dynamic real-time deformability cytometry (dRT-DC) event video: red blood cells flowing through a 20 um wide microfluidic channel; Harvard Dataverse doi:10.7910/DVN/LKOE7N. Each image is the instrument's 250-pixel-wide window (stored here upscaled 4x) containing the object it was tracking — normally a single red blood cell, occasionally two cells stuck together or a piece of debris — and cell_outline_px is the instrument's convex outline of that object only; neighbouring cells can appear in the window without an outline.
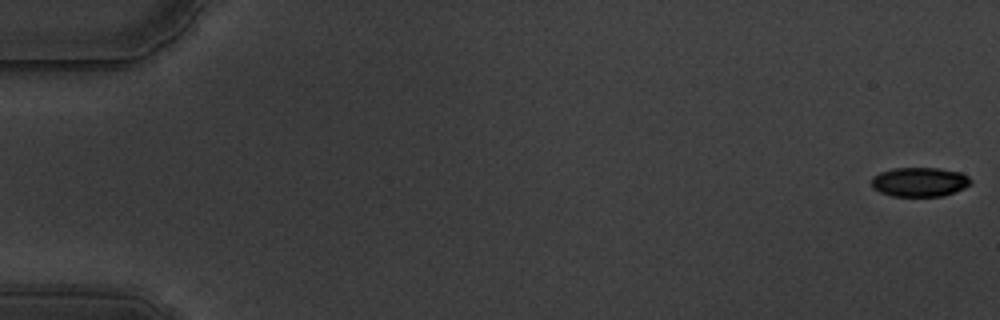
{"species": "common noctule bat (a hibernating species)", "species_latin": "Nyctalus noctula", "temperature_condition": "warm", "stored_images_in_passage": 59, "camera_frame_rate_fps": 3000, "um_per_image_px": 0.085, "animal": {"sex": "male", "body_mass_g": 19.5, "forearm_length_mm": 54.6}, "frame": {"image": 1, "passage_image": 1, "time_ms": 0.0, "image_size_px": [1000, 320], "cell_outline_px": [[972, 184], [964, 188], [944, 196], [892, 196], [880, 192], [872, 188], [872, 176], [880, 172], [892, 168], [936, 168], [960, 172], [968, 176], [972, 180]], "centroid_in_image_um": [78.17, 15.47], "position_along_channel_um": 6.8, "area_um2": 17.05}}
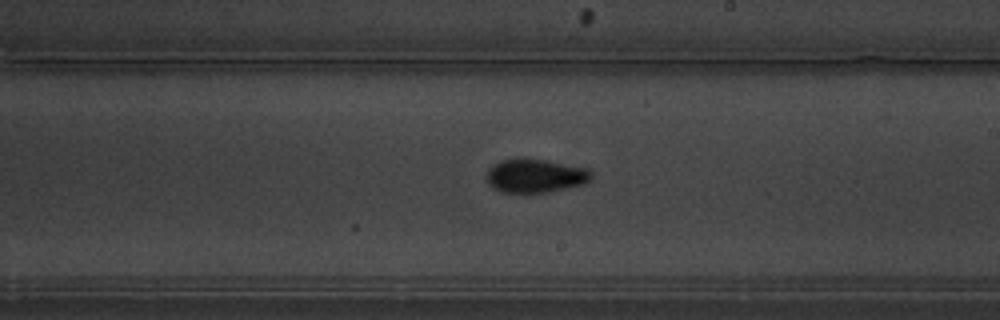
{"frame": {"image": 2, "passage_image": 35, "time_ms": 11.333, "image_size_px": [1000, 320], "cell_outline_px": [[592, 180], [588, 184], [548, 192], [500, 192], [492, 188], [488, 184], [488, 168], [492, 164], [500, 160], [516, 156], [520, 156], [548, 160], [588, 168], [592, 172]], "centroid_in_image_um": [45.52, 14.91], "position_along_channel_um": 243.5, "area_um2": 21.33}}
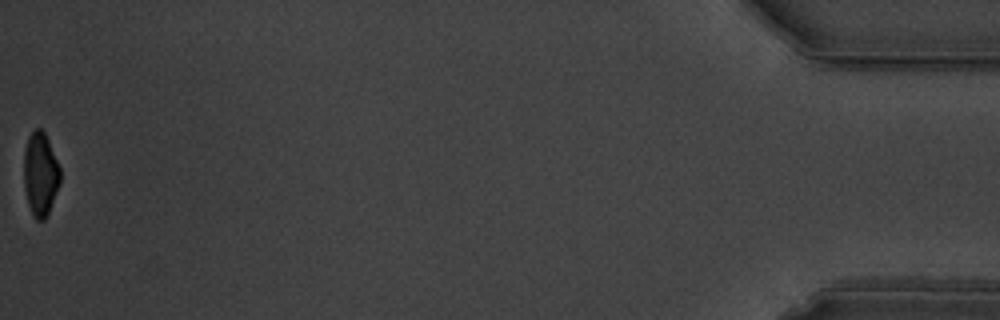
{"frame": {"image": 3, "passage_image": 59, "time_ms": 19.333, "image_size_px": [1000, 320], "cell_outline_px": [[60, 184], [48, 216], [44, 220], [36, 220], [28, 204], [24, 188], [24, 148], [28, 136], [36, 128], [40, 128], [44, 132], [48, 140], [60, 168]], "centroid_in_image_um": [3.43, 14.82], "position_along_channel_um": 431.8, "area_um2": 17.8}, "authors_computed_cell_mechanics": {"area_um2": 19.652, "velocity_mm_per_s": 3.5289, "shape_relaxation_time_tau1_ms": 5.4049, "shape_relaxation_time_tau2_ms": 1.7865, "deformation_change_tau1": 0.154, "deformation_change_tau2": 0.0659}}